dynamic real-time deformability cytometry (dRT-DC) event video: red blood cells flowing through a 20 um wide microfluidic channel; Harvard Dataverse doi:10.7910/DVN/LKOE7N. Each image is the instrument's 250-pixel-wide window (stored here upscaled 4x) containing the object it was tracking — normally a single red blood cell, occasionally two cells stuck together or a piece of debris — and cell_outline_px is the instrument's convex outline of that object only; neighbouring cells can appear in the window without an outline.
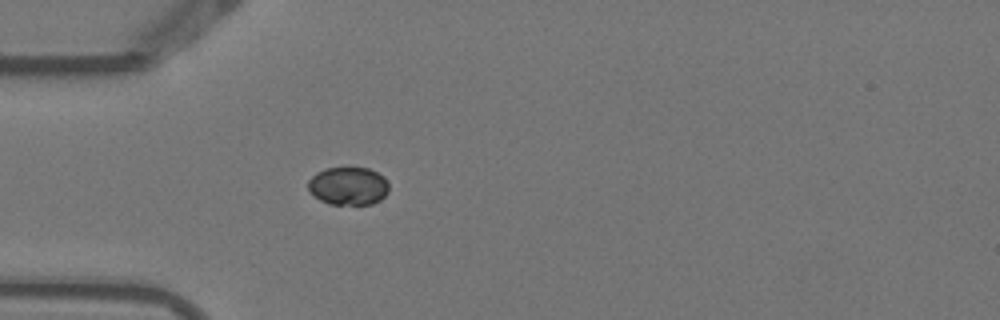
{"species": "Egyptian fruit bat (a non-hibernating species)", "species_latin": "Rousettus aegyptiacus", "temperature_condition": "warm", "stored_images_in_passage": 4, "camera_frame_rate_fps": 3000, "um_per_image_px": 0.085, "animal": {"sex": "female"}, "frame": {"image": 1, "passage_image": 4, "time_ms": 1.0, "image_size_px": [1000, 320], "cell_outline_px": [[388, 192], [380, 200], [372, 204], [328, 204], [320, 200], [308, 192], [308, 180], [316, 172], [328, 168], [368, 168], [384, 176], [388, 184]], "centroid_in_image_um": [29.59, 15.81], "position_along_channel_um": 55.4, "area_um2": 17.98}}